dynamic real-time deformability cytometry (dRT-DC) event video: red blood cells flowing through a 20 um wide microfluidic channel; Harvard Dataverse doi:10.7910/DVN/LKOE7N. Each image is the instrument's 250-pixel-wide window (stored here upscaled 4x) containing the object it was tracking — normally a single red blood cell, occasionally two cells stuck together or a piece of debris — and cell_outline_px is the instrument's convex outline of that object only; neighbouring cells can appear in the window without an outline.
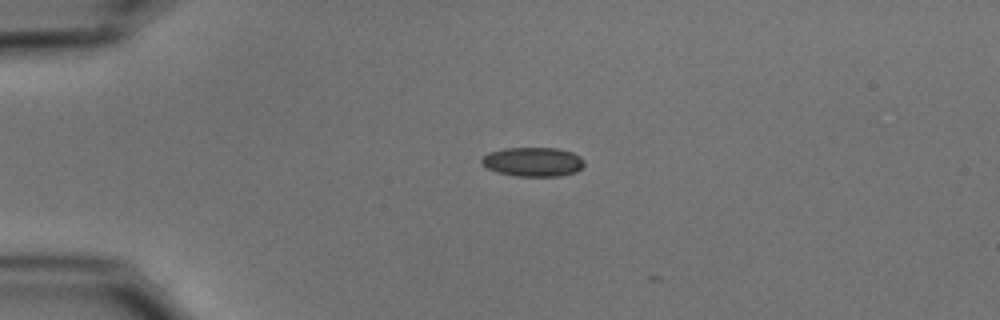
{"species": "common noctule bat (a hibernating species)", "species_latin": "Nyctalus noctula", "temperature_condition": "cold", "stored_images_in_passage": 6, "camera_frame_rate_fps": 3000, "um_per_image_px": 0.085, "animal": {"sex": "male", "body_mass_g": 15.6}, "frame": {"image": 1, "passage_image": 3, "time_ms": 0.667, "image_size_px": [1000, 320], "cell_outline_px": [[584, 164], [576, 172], [560, 176], [516, 176], [496, 172], [480, 164], [480, 160], [488, 152], [504, 148], [556, 148], [572, 152], [580, 156]], "centroid_in_image_um": [45.27, 13.75], "position_along_channel_um": 39.7, "area_um2": 17.51}}